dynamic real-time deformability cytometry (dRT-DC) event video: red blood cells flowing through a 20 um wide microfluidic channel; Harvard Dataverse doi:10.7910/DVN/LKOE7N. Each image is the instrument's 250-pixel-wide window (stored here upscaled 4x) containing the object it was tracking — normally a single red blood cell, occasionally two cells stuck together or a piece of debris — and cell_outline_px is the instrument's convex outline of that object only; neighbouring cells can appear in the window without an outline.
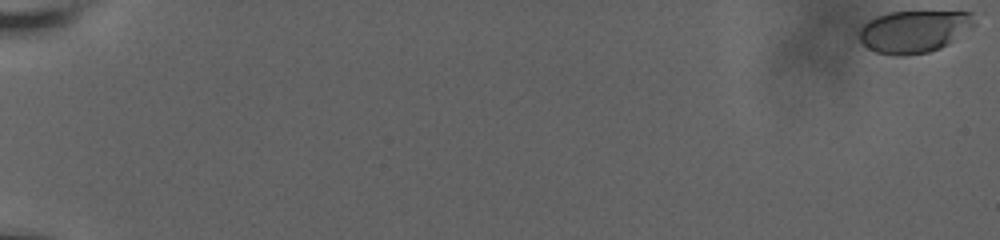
{"species": "human", "species_latin": "Homo sapiens", "temperature_condition": "room temperature", "stored_images_in_passage": 62, "camera_frame_rate_fps": 3000, "um_per_image_px": 0.085, "donor": {"sex": "male"}, "frame": {"image": 1, "passage_image": 1, "time_ms": 0.0, "image_size_px": [1000, 240], "cell_outline_px": [[976, 24], [948, 44], [940, 48], [928, 52], [904, 56], [896, 56], [876, 52], [868, 48], [860, 40], [860, 28], [868, 20], [876, 16], [888, 12], [972, 12]], "centroid_in_image_um": [77.68, 2.67], "position_along_channel_um": 7.3, "area_um2": 28.26}}
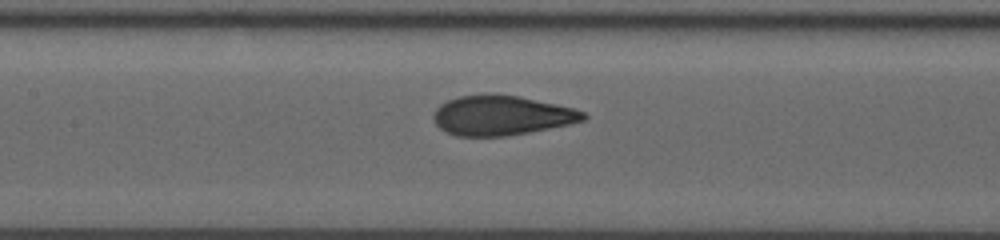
{"frame": {"image": 2, "passage_image": 33, "time_ms": 10.667, "image_size_px": [1000, 240], "cell_outline_px": [[588, 116], [584, 120], [572, 124], [528, 132], [504, 136], [456, 136], [440, 128], [436, 124], [432, 116], [436, 108], [440, 104], [448, 100], [460, 96], [484, 92], [492, 92], [520, 96], [556, 104], [572, 108], [584, 112]], "centroid_in_image_um": [42.61, 9.78], "position_along_channel_um": 164.8, "area_um2": 35.03}}
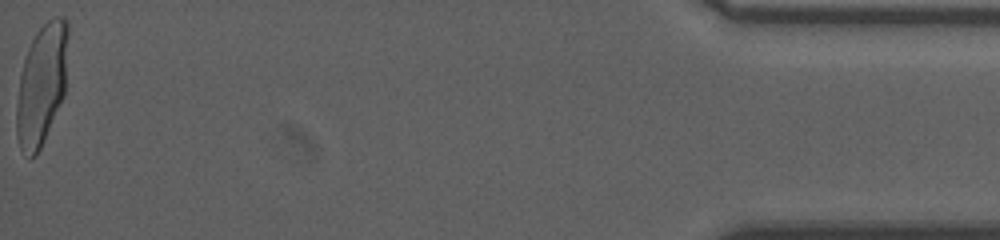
{"frame": {"image": 3, "passage_image": 62, "time_ms": 20.333, "image_size_px": [1000, 240], "cell_outline_px": [[68, 32], [64, 96], [40, 148], [36, 156], [28, 160], [20, 148], [16, 136], [16, 104], [20, 76], [24, 60], [28, 48], [36, 32], [52, 16], [64, 16], [68, 24]], "centroid_in_image_um": [3.53, 7.2], "position_along_channel_um": 431.7, "area_um2": 36.36}, "authors_computed_cell_mechanics": {"area_um2": 34.6222, "velocity_mm_per_s": 3.6602, "shape_relaxation_time_tau1_ms": 7.3088, "shape_relaxation_time_tau2_ms": null, "deformation_change_tau1": 0.2529, "deformation_change_tau2": null}}